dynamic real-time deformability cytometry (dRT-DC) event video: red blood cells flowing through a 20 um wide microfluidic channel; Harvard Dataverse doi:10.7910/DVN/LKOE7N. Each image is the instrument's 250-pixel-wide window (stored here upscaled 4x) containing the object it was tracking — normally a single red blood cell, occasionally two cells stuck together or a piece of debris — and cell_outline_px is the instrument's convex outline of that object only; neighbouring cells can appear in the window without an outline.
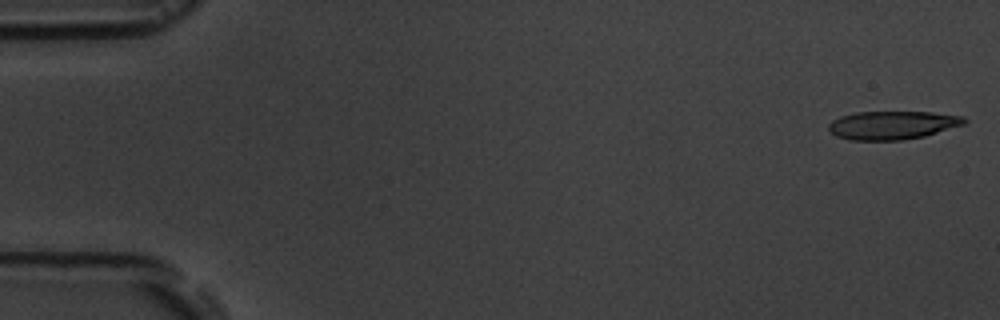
{"species": "common noctule bat (a hibernating species)", "species_latin": "Nyctalus noctula", "temperature_condition": "room temperature", "stored_images_in_passage": 5, "camera_frame_rate_fps": 3000, "um_per_image_px": 0.085, "animal": {"sex": "male", "body_mass_g": 19.5, "forearm_length_mm": 54.6}, "frame": {"image": 1, "passage_image": 1, "time_ms": 0.0, "image_size_px": [1000, 320], "cell_outline_px": [[968, 120], [964, 124], [924, 136], [900, 140], [848, 140], [836, 136], [828, 128], [828, 124], [832, 120], [840, 116], [856, 112], [932, 112], [964, 116]], "centroid_in_image_um": [75.84, 10.63], "position_along_channel_um": 9.2, "area_um2": 22.43}}
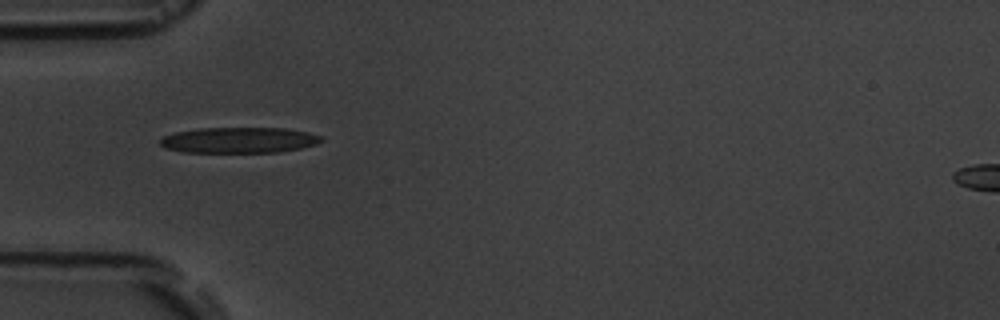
{"frame": {"image": 2, "passage_image": 4, "time_ms": 5.333, "image_size_px": [1000, 320], "cell_outline_px": [[324, 140], [316, 144], [300, 148], [280, 152], [184, 152], [164, 148], [160, 144], [160, 140], [164, 136], [176, 132], [200, 128], [284, 128], [308, 132], [324, 136]], "centroid_in_image_um": [20.35, 11.91], "position_along_channel_um": 64.7, "area_um2": 24.22}}
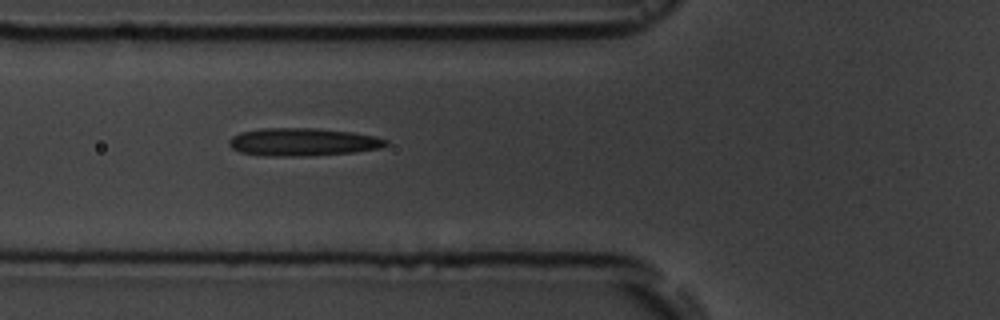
{"frame": {"image": 3, "passage_image": 5, "time_ms": 6.333, "image_size_px": [1000, 320], "cell_outline_px": [[388, 144], [380, 148], [356, 152], [304, 156], [264, 156], [240, 152], [232, 148], [228, 144], [228, 140], [232, 136], [240, 132], [260, 128], [316, 128], [352, 132], [376, 136], [388, 140]], "centroid_in_image_um": [25.72, 12.07], "position_along_channel_um": 100.1, "area_um2": 25.66}}